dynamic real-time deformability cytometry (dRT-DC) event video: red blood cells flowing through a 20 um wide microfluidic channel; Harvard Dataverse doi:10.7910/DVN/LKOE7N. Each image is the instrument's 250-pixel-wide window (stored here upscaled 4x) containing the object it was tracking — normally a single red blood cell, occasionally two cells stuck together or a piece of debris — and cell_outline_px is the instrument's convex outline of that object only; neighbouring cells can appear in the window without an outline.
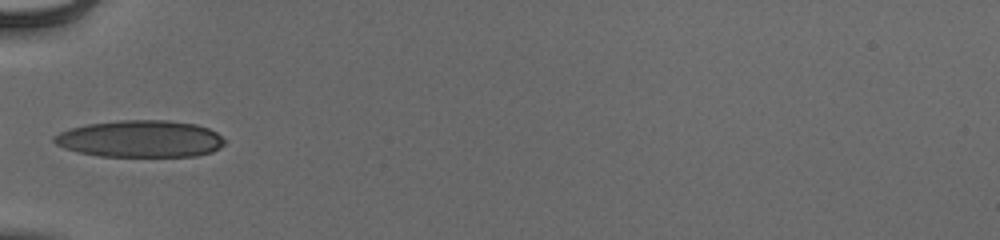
{"species": "human", "species_latin": "Homo sapiens", "temperature_condition": "cold", "stored_images_in_passage": 33, "camera_frame_rate_fps": 3000, "um_per_image_px": 0.085, "donor": {"sex": "male"}, "frame": {"image": 1, "passage_image": 1, "time_ms": 0.0, "image_size_px": [1000, 240], "cell_outline_px": [[224, 144], [220, 148], [212, 152], [196, 156], [100, 156], [76, 152], [64, 148], [56, 144], [52, 140], [52, 136], [60, 132], [72, 128], [88, 124], [120, 120], [168, 120], [196, 124], [208, 128], [216, 132], [224, 140]], "centroid_in_image_um": [11.92, 11.8], "position_along_channel_um": 73.1, "area_um2": 36.76}}
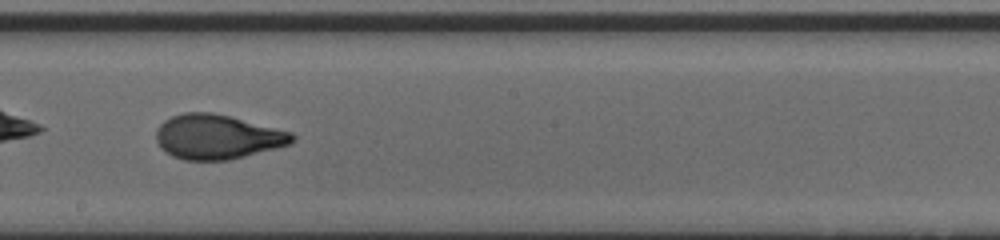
{"frame": {"image": 2, "passage_image": 13, "time_ms": 4.0, "image_size_px": [1000, 240], "cell_outline_px": [[296, 140], [292, 144], [228, 160], [184, 160], [172, 156], [160, 148], [156, 140], [156, 128], [164, 120], [172, 116], [184, 112], [212, 112], [292, 132], [296, 136]], "centroid_in_image_um": [18.46, 11.63], "position_along_channel_um": 229.7, "area_um2": 35.37}}
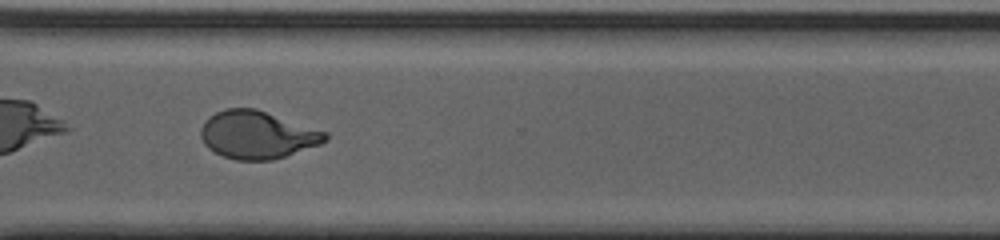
{"frame": {"image": 3, "passage_image": 22, "time_ms": 7.0, "image_size_px": [1000, 240], "cell_outline_px": [[328, 140], [320, 144], [272, 160], [236, 160], [224, 156], [208, 148], [204, 144], [200, 136], [200, 128], [204, 120], [208, 116], [224, 108], [256, 108], [328, 132]], "centroid_in_image_um": [21.85, 11.44], "position_along_channel_um": 348.8, "area_um2": 34.74}, "authors_computed_cell_mechanics": {"area_um2": 34.6222, "velocity_mm_per_s": 3.9536, "shape_relaxation_time_tau1_ms": 5.2197, "shape_relaxation_time_tau2_ms": 0.8831, "deformation_change_tau1": 0.21, "deformation_change_tau2": 0.0678}}